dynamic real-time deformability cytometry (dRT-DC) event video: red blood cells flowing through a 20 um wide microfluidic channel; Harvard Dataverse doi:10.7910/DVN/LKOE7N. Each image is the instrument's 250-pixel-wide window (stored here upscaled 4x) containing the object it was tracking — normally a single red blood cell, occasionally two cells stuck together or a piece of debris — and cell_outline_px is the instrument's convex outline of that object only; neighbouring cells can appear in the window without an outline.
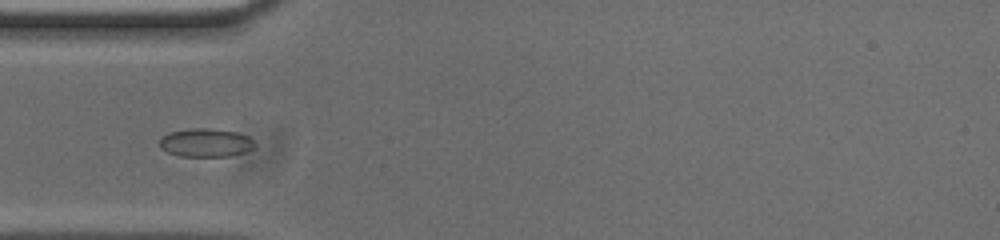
{"species": "common noctule bat (a hibernating species)", "species_latin": "Nyctalus noctula", "temperature_condition": "cold", "stored_images_in_passage": 39, "camera_frame_rate_fps": 3000, "um_per_image_px": 0.085, "animal": {"sex": "male", "body_mass_g": 20.0, "forearm_length_mm": 53.3}, "frame": {"image": 1, "passage_image": 1, "time_ms": 0.0, "image_size_px": [1000, 240], "cell_outline_px": [[256, 144], [252, 148], [244, 152], [228, 156], [180, 156], [168, 152], [160, 148], [160, 136], [168, 132], [192, 128], [212, 128], [236, 132], [248, 136]], "centroid_in_image_um": [17.45, 12.12], "position_along_channel_um": 67.5, "area_um2": 15.78}}
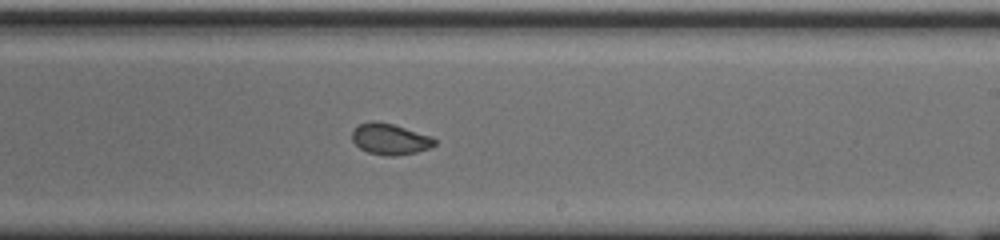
{"frame": {"image": 2, "passage_image": 16, "time_ms": 5.0, "image_size_px": [1000, 240], "cell_outline_px": [[436, 144], [428, 148], [416, 152], [396, 156], [384, 156], [368, 152], [360, 148], [352, 140], [352, 132], [360, 124], [372, 120], [376, 120], [392, 124], [432, 136], [436, 140]], "centroid_in_image_um": [33.15, 11.82], "position_along_channel_um": 255.8, "area_um2": 14.91}}
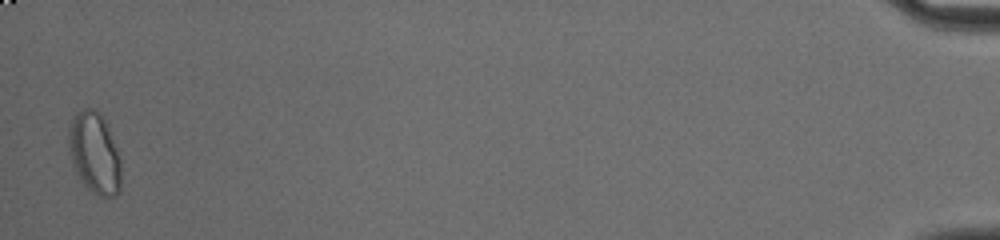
{"frame": {"image": 3, "passage_image": 38, "time_ms": 12.333, "image_size_px": [1000, 240], "cell_outline_px": [[120, 192], [116, 196], [104, 200], [92, 192], [80, 180], [72, 164], [68, 152], [68, 132], [72, 120], [76, 112], [80, 108], [96, 108], [100, 112], [104, 120], [120, 156]], "centroid_in_image_um": [8.02, 13.04], "position_along_channel_um": 427.2, "area_um2": 25.26}}